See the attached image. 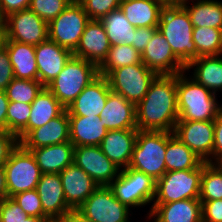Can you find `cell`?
Segmentation results:
<instances>
[{
    "label": "cell",
    "mask_w": 222,
    "mask_h": 222,
    "mask_svg": "<svg viewBox=\"0 0 222 222\" xmlns=\"http://www.w3.org/2000/svg\"><path fill=\"white\" fill-rule=\"evenodd\" d=\"M135 110L137 130L173 132L179 117L177 74L157 75Z\"/></svg>",
    "instance_id": "obj_1"
},
{
    "label": "cell",
    "mask_w": 222,
    "mask_h": 222,
    "mask_svg": "<svg viewBox=\"0 0 222 222\" xmlns=\"http://www.w3.org/2000/svg\"><path fill=\"white\" fill-rule=\"evenodd\" d=\"M217 94L197 83L186 71L177 74L178 120L214 121L222 108Z\"/></svg>",
    "instance_id": "obj_2"
},
{
    "label": "cell",
    "mask_w": 222,
    "mask_h": 222,
    "mask_svg": "<svg viewBox=\"0 0 222 222\" xmlns=\"http://www.w3.org/2000/svg\"><path fill=\"white\" fill-rule=\"evenodd\" d=\"M158 31L165 37L174 55L185 66L197 58V50L193 42V24L182 6L163 8Z\"/></svg>",
    "instance_id": "obj_3"
},
{
    "label": "cell",
    "mask_w": 222,
    "mask_h": 222,
    "mask_svg": "<svg viewBox=\"0 0 222 222\" xmlns=\"http://www.w3.org/2000/svg\"><path fill=\"white\" fill-rule=\"evenodd\" d=\"M98 75V67L94 63L72 55L62 71L46 88L67 109Z\"/></svg>",
    "instance_id": "obj_4"
},
{
    "label": "cell",
    "mask_w": 222,
    "mask_h": 222,
    "mask_svg": "<svg viewBox=\"0 0 222 222\" xmlns=\"http://www.w3.org/2000/svg\"><path fill=\"white\" fill-rule=\"evenodd\" d=\"M167 132L138 130L128 167L151 176L155 181L166 173Z\"/></svg>",
    "instance_id": "obj_5"
},
{
    "label": "cell",
    "mask_w": 222,
    "mask_h": 222,
    "mask_svg": "<svg viewBox=\"0 0 222 222\" xmlns=\"http://www.w3.org/2000/svg\"><path fill=\"white\" fill-rule=\"evenodd\" d=\"M203 163L196 169L168 171L156 180L153 203L199 199Z\"/></svg>",
    "instance_id": "obj_6"
},
{
    "label": "cell",
    "mask_w": 222,
    "mask_h": 222,
    "mask_svg": "<svg viewBox=\"0 0 222 222\" xmlns=\"http://www.w3.org/2000/svg\"><path fill=\"white\" fill-rule=\"evenodd\" d=\"M114 196L130 209L153 203L156 181L149 175L130 167L121 169L109 185Z\"/></svg>",
    "instance_id": "obj_7"
},
{
    "label": "cell",
    "mask_w": 222,
    "mask_h": 222,
    "mask_svg": "<svg viewBox=\"0 0 222 222\" xmlns=\"http://www.w3.org/2000/svg\"><path fill=\"white\" fill-rule=\"evenodd\" d=\"M4 170L8 197L36 189L42 175L32 153L20 144L11 152Z\"/></svg>",
    "instance_id": "obj_8"
},
{
    "label": "cell",
    "mask_w": 222,
    "mask_h": 222,
    "mask_svg": "<svg viewBox=\"0 0 222 222\" xmlns=\"http://www.w3.org/2000/svg\"><path fill=\"white\" fill-rule=\"evenodd\" d=\"M90 20L82 5L73 0L63 12L48 23V38L73 53Z\"/></svg>",
    "instance_id": "obj_9"
},
{
    "label": "cell",
    "mask_w": 222,
    "mask_h": 222,
    "mask_svg": "<svg viewBox=\"0 0 222 222\" xmlns=\"http://www.w3.org/2000/svg\"><path fill=\"white\" fill-rule=\"evenodd\" d=\"M157 74L143 63L114 69L108 76L111 91L122 95L135 105L146 95Z\"/></svg>",
    "instance_id": "obj_10"
},
{
    "label": "cell",
    "mask_w": 222,
    "mask_h": 222,
    "mask_svg": "<svg viewBox=\"0 0 222 222\" xmlns=\"http://www.w3.org/2000/svg\"><path fill=\"white\" fill-rule=\"evenodd\" d=\"M130 210L114 196L109 186H99L77 209L94 222H130Z\"/></svg>",
    "instance_id": "obj_11"
},
{
    "label": "cell",
    "mask_w": 222,
    "mask_h": 222,
    "mask_svg": "<svg viewBox=\"0 0 222 222\" xmlns=\"http://www.w3.org/2000/svg\"><path fill=\"white\" fill-rule=\"evenodd\" d=\"M173 134L201 160L213 164L214 121L178 120Z\"/></svg>",
    "instance_id": "obj_12"
},
{
    "label": "cell",
    "mask_w": 222,
    "mask_h": 222,
    "mask_svg": "<svg viewBox=\"0 0 222 222\" xmlns=\"http://www.w3.org/2000/svg\"><path fill=\"white\" fill-rule=\"evenodd\" d=\"M5 18L7 41L36 46L48 38V24L29 8Z\"/></svg>",
    "instance_id": "obj_13"
},
{
    "label": "cell",
    "mask_w": 222,
    "mask_h": 222,
    "mask_svg": "<svg viewBox=\"0 0 222 222\" xmlns=\"http://www.w3.org/2000/svg\"><path fill=\"white\" fill-rule=\"evenodd\" d=\"M73 163L86 172L98 186H109L121 170L104 155L99 146L74 147Z\"/></svg>",
    "instance_id": "obj_14"
},
{
    "label": "cell",
    "mask_w": 222,
    "mask_h": 222,
    "mask_svg": "<svg viewBox=\"0 0 222 222\" xmlns=\"http://www.w3.org/2000/svg\"><path fill=\"white\" fill-rule=\"evenodd\" d=\"M142 63L157 75H173L185 71V65L174 55L165 37L157 30L141 54Z\"/></svg>",
    "instance_id": "obj_15"
},
{
    "label": "cell",
    "mask_w": 222,
    "mask_h": 222,
    "mask_svg": "<svg viewBox=\"0 0 222 222\" xmlns=\"http://www.w3.org/2000/svg\"><path fill=\"white\" fill-rule=\"evenodd\" d=\"M111 91L106 76L98 75L66 109L68 116H99Z\"/></svg>",
    "instance_id": "obj_16"
},
{
    "label": "cell",
    "mask_w": 222,
    "mask_h": 222,
    "mask_svg": "<svg viewBox=\"0 0 222 222\" xmlns=\"http://www.w3.org/2000/svg\"><path fill=\"white\" fill-rule=\"evenodd\" d=\"M110 48L111 44L103 23L100 20H90L73 55L99 67L106 59Z\"/></svg>",
    "instance_id": "obj_17"
},
{
    "label": "cell",
    "mask_w": 222,
    "mask_h": 222,
    "mask_svg": "<svg viewBox=\"0 0 222 222\" xmlns=\"http://www.w3.org/2000/svg\"><path fill=\"white\" fill-rule=\"evenodd\" d=\"M73 53L47 38L35 46L38 80L46 87L62 71Z\"/></svg>",
    "instance_id": "obj_18"
},
{
    "label": "cell",
    "mask_w": 222,
    "mask_h": 222,
    "mask_svg": "<svg viewBox=\"0 0 222 222\" xmlns=\"http://www.w3.org/2000/svg\"><path fill=\"white\" fill-rule=\"evenodd\" d=\"M36 190L40 196L43 212L49 219H65L72 211L66 203L59 174H42Z\"/></svg>",
    "instance_id": "obj_19"
},
{
    "label": "cell",
    "mask_w": 222,
    "mask_h": 222,
    "mask_svg": "<svg viewBox=\"0 0 222 222\" xmlns=\"http://www.w3.org/2000/svg\"><path fill=\"white\" fill-rule=\"evenodd\" d=\"M68 141H70V127L68 111L65 110L45 125L31 130L19 144L24 149H37Z\"/></svg>",
    "instance_id": "obj_20"
},
{
    "label": "cell",
    "mask_w": 222,
    "mask_h": 222,
    "mask_svg": "<svg viewBox=\"0 0 222 222\" xmlns=\"http://www.w3.org/2000/svg\"><path fill=\"white\" fill-rule=\"evenodd\" d=\"M146 215L152 222H202V203L199 199L152 203Z\"/></svg>",
    "instance_id": "obj_21"
},
{
    "label": "cell",
    "mask_w": 222,
    "mask_h": 222,
    "mask_svg": "<svg viewBox=\"0 0 222 222\" xmlns=\"http://www.w3.org/2000/svg\"><path fill=\"white\" fill-rule=\"evenodd\" d=\"M67 205L77 210L99 187L98 184L75 163L59 173Z\"/></svg>",
    "instance_id": "obj_22"
},
{
    "label": "cell",
    "mask_w": 222,
    "mask_h": 222,
    "mask_svg": "<svg viewBox=\"0 0 222 222\" xmlns=\"http://www.w3.org/2000/svg\"><path fill=\"white\" fill-rule=\"evenodd\" d=\"M137 133V129L108 131L99 147L118 168L125 169L130 164Z\"/></svg>",
    "instance_id": "obj_23"
},
{
    "label": "cell",
    "mask_w": 222,
    "mask_h": 222,
    "mask_svg": "<svg viewBox=\"0 0 222 222\" xmlns=\"http://www.w3.org/2000/svg\"><path fill=\"white\" fill-rule=\"evenodd\" d=\"M99 117L108 131L137 129L135 104L113 91Z\"/></svg>",
    "instance_id": "obj_24"
},
{
    "label": "cell",
    "mask_w": 222,
    "mask_h": 222,
    "mask_svg": "<svg viewBox=\"0 0 222 222\" xmlns=\"http://www.w3.org/2000/svg\"><path fill=\"white\" fill-rule=\"evenodd\" d=\"M74 147L75 146L68 141L26 150L32 153L42 174H59L73 163Z\"/></svg>",
    "instance_id": "obj_25"
},
{
    "label": "cell",
    "mask_w": 222,
    "mask_h": 222,
    "mask_svg": "<svg viewBox=\"0 0 222 222\" xmlns=\"http://www.w3.org/2000/svg\"><path fill=\"white\" fill-rule=\"evenodd\" d=\"M66 108L58 101L54 94L43 87L31 103V113L27 127L17 136L20 142L31 130L41 127L51 119L61 115Z\"/></svg>",
    "instance_id": "obj_26"
},
{
    "label": "cell",
    "mask_w": 222,
    "mask_h": 222,
    "mask_svg": "<svg viewBox=\"0 0 222 222\" xmlns=\"http://www.w3.org/2000/svg\"><path fill=\"white\" fill-rule=\"evenodd\" d=\"M70 142L75 146H99L108 130L99 116H68Z\"/></svg>",
    "instance_id": "obj_27"
},
{
    "label": "cell",
    "mask_w": 222,
    "mask_h": 222,
    "mask_svg": "<svg viewBox=\"0 0 222 222\" xmlns=\"http://www.w3.org/2000/svg\"><path fill=\"white\" fill-rule=\"evenodd\" d=\"M164 6L156 0H125L120 9L128 22L136 28H158Z\"/></svg>",
    "instance_id": "obj_28"
},
{
    "label": "cell",
    "mask_w": 222,
    "mask_h": 222,
    "mask_svg": "<svg viewBox=\"0 0 222 222\" xmlns=\"http://www.w3.org/2000/svg\"><path fill=\"white\" fill-rule=\"evenodd\" d=\"M190 69H194L190 77L197 83L214 94L222 91V55L195 58L185 67L187 72H190Z\"/></svg>",
    "instance_id": "obj_29"
},
{
    "label": "cell",
    "mask_w": 222,
    "mask_h": 222,
    "mask_svg": "<svg viewBox=\"0 0 222 222\" xmlns=\"http://www.w3.org/2000/svg\"><path fill=\"white\" fill-rule=\"evenodd\" d=\"M6 50L13 66L14 78L38 80L35 46L15 41H6Z\"/></svg>",
    "instance_id": "obj_30"
},
{
    "label": "cell",
    "mask_w": 222,
    "mask_h": 222,
    "mask_svg": "<svg viewBox=\"0 0 222 222\" xmlns=\"http://www.w3.org/2000/svg\"><path fill=\"white\" fill-rule=\"evenodd\" d=\"M190 1L192 2V4H190ZM181 6L189 14L190 20L193 24V28L211 27V28L220 29L222 27L221 1L186 0Z\"/></svg>",
    "instance_id": "obj_31"
},
{
    "label": "cell",
    "mask_w": 222,
    "mask_h": 222,
    "mask_svg": "<svg viewBox=\"0 0 222 222\" xmlns=\"http://www.w3.org/2000/svg\"><path fill=\"white\" fill-rule=\"evenodd\" d=\"M203 162L191 149L177 139L173 132H167L166 172L196 169Z\"/></svg>",
    "instance_id": "obj_32"
},
{
    "label": "cell",
    "mask_w": 222,
    "mask_h": 222,
    "mask_svg": "<svg viewBox=\"0 0 222 222\" xmlns=\"http://www.w3.org/2000/svg\"><path fill=\"white\" fill-rule=\"evenodd\" d=\"M105 28L111 46L126 44L132 46V37L136 27L130 24L122 10L111 11L100 20Z\"/></svg>",
    "instance_id": "obj_33"
},
{
    "label": "cell",
    "mask_w": 222,
    "mask_h": 222,
    "mask_svg": "<svg viewBox=\"0 0 222 222\" xmlns=\"http://www.w3.org/2000/svg\"><path fill=\"white\" fill-rule=\"evenodd\" d=\"M142 63L141 54L130 45L111 46L104 62L98 67L99 75L108 76L114 69Z\"/></svg>",
    "instance_id": "obj_34"
},
{
    "label": "cell",
    "mask_w": 222,
    "mask_h": 222,
    "mask_svg": "<svg viewBox=\"0 0 222 222\" xmlns=\"http://www.w3.org/2000/svg\"><path fill=\"white\" fill-rule=\"evenodd\" d=\"M222 199V164L203 162L200 201Z\"/></svg>",
    "instance_id": "obj_35"
},
{
    "label": "cell",
    "mask_w": 222,
    "mask_h": 222,
    "mask_svg": "<svg viewBox=\"0 0 222 222\" xmlns=\"http://www.w3.org/2000/svg\"><path fill=\"white\" fill-rule=\"evenodd\" d=\"M193 42L197 50V58L200 56L222 55L220 29L211 27L193 28Z\"/></svg>",
    "instance_id": "obj_36"
},
{
    "label": "cell",
    "mask_w": 222,
    "mask_h": 222,
    "mask_svg": "<svg viewBox=\"0 0 222 222\" xmlns=\"http://www.w3.org/2000/svg\"><path fill=\"white\" fill-rule=\"evenodd\" d=\"M44 86L39 80L14 78L6 87L9 102L31 104Z\"/></svg>",
    "instance_id": "obj_37"
},
{
    "label": "cell",
    "mask_w": 222,
    "mask_h": 222,
    "mask_svg": "<svg viewBox=\"0 0 222 222\" xmlns=\"http://www.w3.org/2000/svg\"><path fill=\"white\" fill-rule=\"evenodd\" d=\"M31 104L9 102L6 116V131L18 136L28 125Z\"/></svg>",
    "instance_id": "obj_38"
},
{
    "label": "cell",
    "mask_w": 222,
    "mask_h": 222,
    "mask_svg": "<svg viewBox=\"0 0 222 222\" xmlns=\"http://www.w3.org/2000/svg\"><path fill=\"white\" fill-rule=\"evenodd\" d=\"M73 0H31L29 9L47 24L63 12Z\"/></svg>",
    "instance_id": "obj_39"
},
{
    "label": "cell",
    "mask_w": 222,
    "mask_h": 222,
    "mask_svg": "<svg viewBox=\"0 0 222 222\" xmlns=\"http://www.w3.org/2000/svg\"><path fill=\"white\" fill-rule=\"evenodd\" d=\"M12 198L28 216L48 218L43 212L40 196L36 189L17 193Z\"/></svg>",
    "instance_id": "obj_40"
},
{
    "label": "cell",
    "mask_w": 222,
    "mask_h": 222,
    "mask_svg": "<svg viewBox=\"0 0 222 222\" xmlns=\"http://www.w3.org/2000/svg\"><path fill=\"white\" fill-rule=\"evenodd\" d=\"M91 20H101L120 8V0H77Z\"/></svg>",
    "instance_id": "obj_41"
},
{
    "label": "cell",
    "mask_w": 222,
    "mask_h": 222,
    "mask_svg": "<svg viewBox=\"0 0 222 222\" xmlns=\"http://www.w3.org/2000/svg\"><path fill=\"white\" fill-rule=\"evenodd\" d=\"M28 217L12 197L0 201V222H23Z\"/></svg>",
    "instance_id": "obj_42"
},
{
    "label": "cell",
    "mask_w": 222,
    "mask_h": 222,
    "mask_svg": "<svg viewBox=\"0 0 222 222\" xmlns=\"http://www.w3.org/2000/svg\"><path fill=\"white\" fill-rule=\"evenodd\" d=\"M18 144L19 141L15 134L0 130V166H4Z\"/></svg>",
    "instance_id": "obj_43"
},
{
    "label": "cell",
    "mask_w": 222,
    "mask_h": 222,
    "mask_svg": "<svg viewBox=\"0 0 222 222\" xmlns=\"http://www.w3.org/2000/svg\"><path fill=\"white\" fill-rule=\"evenodd\" d=\"M202 222H222V199L201 201Z\"/></svg>",
    "instance_id": "obj_44"
},
{
    "label": "cell",
    "mask_w": 222,
    "mask_h": 222,
    "mask_svg": "<svg viewBox=\"0 0 222 222\" xmlns=\"http://www.w3.org/2000/svg\"><path fill=\"white\" fill-rule=\"evenodd\" d=\"M13 79V66L10 63L6 47H4L0 49V89L5 90Z\"/></svg>",
    "instance_id": "obj_45"
},
{
    "label": "cell",
    "mask_w": 222,
    "mask_h": 222,
    "mask_svg": "<svg viewBox=\"0 0 222 222\" xmlns=\"http://www.w3.org/2000/svg\"><path fill=\"white\" fill-rule=\"evenodd\" d=\"M157 30L158 28L152 27L136 28L132 37V47L142 54Z\"/></svg>",
    "instance_id": "obj_46"
},
{
    "label": "cell",
    "mask_w": 222,
    "mask_h": 222,
    "mask_svg": "<svg viewBox=\"0 0 222 222\" xmlns=\"http://www.w3.org/2000/svg\"><path fill=\"white\" fill-rule=\"evenodd\" d=\"M213 164H222V108L214 120Z\"/></svg>",
    "instance_id": "obj_47"
},
{
    "label": "cell",
    "mask_w": 222,
    "mask_h": 222,
    "mask_svg": "<svg viewBox=\"0 0 222 222\" xmlns=\"http://www.w3.org/2000/svg\"><path fill=\"white\" fill-rule=\"evenodd\" d=\"M31 0H0V15H8L27 9L30 7Z\"/></svg>",
    "instance_id": "obj_48"
},
{
    "label": "cell",
    "mask_w": 222,
    "mask_h": 222,
    "mask_svg": "<svg viewBox=\"0 0 222 222\" xmlns=\"http://www.w3.org/2000/svg\"><path fill=\"white\" fill-rule=\"evenodd\" d=\"M9 100L5 90L0 89V130L6 131V116L8 111Z\"/></svg>",
    "instance_id": "obj_49"
},
{
    "label": "cell",
    "mask_w": 222,
    "mask_h": 222,
    "mask_svg": "<svg viewBox=\"0 0 222 222\" xmlns=\"http://www.w3.org/2000/svg\"><path fill=\"white\" fill-rule=\"evenodd\" d=\"M8 197L4 166H0V201Z\"/></svg>",
    "instance_id": "obj_50"
},
{
    "label": "cell",
    "mask_w": 222,
    "mask_h": 222,
    "mask_svg": "<svg viewBox=\"0 0 222 222\" xmlns=\"http://www.w3.org/2000/svg\"><path fill=\"white\" fill-rule=\"evenodd\" d=\"M7 41L6 18L0 15V49L4 48Z\"/></svg>",
    "instance_id": "obj_51"
},
{
    "label": "cell",
    "mask_w": 222,
    "mask_h": 222,
    "mask_svg": "<svg viewBox=\"0 0 222 222\" xmlns=\"http://www.w3.org/2000/svg\"><path fill=\"white\" fill-rule=\"evenodd\" d=\"M65 222H94L86 219L77 210H72L66 217Z\"/></svg>",
    "instance_id": "obj_52"
},
{
    "label": "cell",
    "mask_w": 222,
    "mask_h": 222,
    "mask_svg": "<svg viewBox=\"0 0 222 222\" xmlns=\"http://www.w3.org/2000/svg\"><path fill=\"white\" fill-rule=\"evenodd\" d=\"M164 7L181 6L186 0H156Z\"/></svg>",
    "instance_id": "obj_53"
},
{
    "label": "cell",
    "mask_w": 222,
    "mask_h": 222,
    "mask_svg": "<svg viewBox=\"0 0 222 222\" xmlns=\"http://www.w3.org/2000/svg\"><path fill=\"white\" fill-rule=\"evenodd\" d=\"M46 219H49V218H40V217L29 216L26 220H23V222H44Z\"/></svg>",
    "instance_id": "obj_54"
},
{
    "label": "cell",
    "mask_w": 222,
    "mask_h": 222,
    "mask_svg": "<svg viewBox=\"0 0 222 222\" xmlns=\"http://www.w3.org/2000/svg\"><path fill=\"white\" fill-rule=\"evenodd\" d=\"M44 222H65V219H46Z\"/></svg>",
    "instance_id": "obj_55"
},
{
    "label": "cell",
    "mask_w": 222,
    "mask_h": 222,
    "mask_svg": "<svg viewBox=\"0 0 222 222\" xmlns=\"http://www.w3.org/2000/svg\"><path fill=\"white\" fill-rule=\"evenodd\" d=\"M220 39H221V45H222V27L220 28Z\"/></svg>",
    "instance_id": "obj_56"
}]
</instances>
